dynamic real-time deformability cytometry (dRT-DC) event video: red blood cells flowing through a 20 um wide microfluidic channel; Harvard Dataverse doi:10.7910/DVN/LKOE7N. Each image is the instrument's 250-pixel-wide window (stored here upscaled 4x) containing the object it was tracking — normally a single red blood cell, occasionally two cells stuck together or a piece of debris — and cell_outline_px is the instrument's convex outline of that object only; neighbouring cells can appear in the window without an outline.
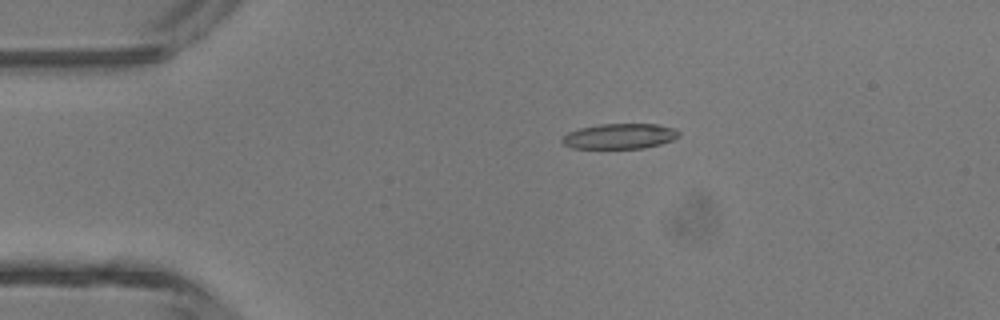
{"species": "common noctule bat (a hibernating species)", "species_latin": "Nyctalus noctula", "temperature_condition": "room temperature", "stored_images_in_passage": 2, "camera_frame_rate_fps": 3000, "um_per_image_px": 0.085, "animal": {"sex": "male", "body_mass_g": 13.3}, "frame": {"image": 1, "passage_image": 1, "time_ms": 0.0, "image_size_px": [1000, 320], "cell_outline_px": [[680, 136], [672, 140], [660, 144], [644, 148], [572, 148], [564, 144], [560, 140], [568, 132], [580, 128], [600, 124], [656, 124], [672, 128], [680, 132]], "centroid_in_image_um": [52.67, 11.58], "position_along_channel_um": 32.3, "area_um2": 17.11}}